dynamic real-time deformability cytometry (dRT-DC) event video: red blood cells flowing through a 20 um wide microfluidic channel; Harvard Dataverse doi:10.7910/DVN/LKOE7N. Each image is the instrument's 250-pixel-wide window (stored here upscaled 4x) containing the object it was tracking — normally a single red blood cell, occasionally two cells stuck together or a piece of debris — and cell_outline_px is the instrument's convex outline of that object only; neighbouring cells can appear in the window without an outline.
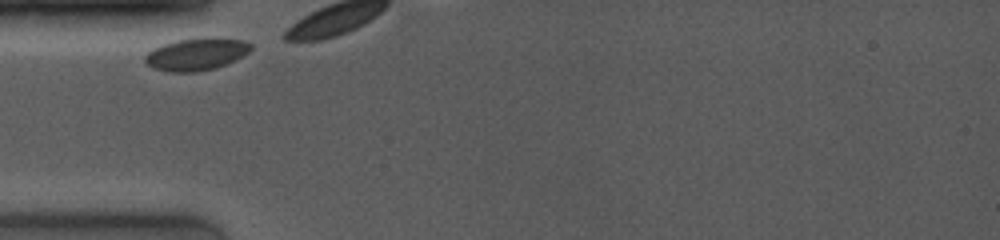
{"species": "common noctule bat (a hibernating species)", "species_latin": "Nyctalus noctula", "temperature_condition": "room temperature", "stored_images_in_passage": 4, "camera_frame_rate_fps": 4000, "um_per_image_px": 0.085, "animal": {"sex": "female", "body_mass_g": 19.0, "forearm_length_mm": 53.3}, "frame": {"image": 1, "passage_image": 1, "time_ms": 0.0, "image_size_px": [1000, 240], "cell_outline_px": [[252, 48], [248, 52], [236, 60], [216, 68], [196, 72], [168, 72], [152, 68], [144, 60], [144, 56], [148, 52], [164, 44], [176, 40], [204, 36], [216, 36], [240, 40], [252, 44]], "centroid_in_image_um": [16.7, 4.59], "position_along_channel_um": 68.3, "area_um2": 20.23}}